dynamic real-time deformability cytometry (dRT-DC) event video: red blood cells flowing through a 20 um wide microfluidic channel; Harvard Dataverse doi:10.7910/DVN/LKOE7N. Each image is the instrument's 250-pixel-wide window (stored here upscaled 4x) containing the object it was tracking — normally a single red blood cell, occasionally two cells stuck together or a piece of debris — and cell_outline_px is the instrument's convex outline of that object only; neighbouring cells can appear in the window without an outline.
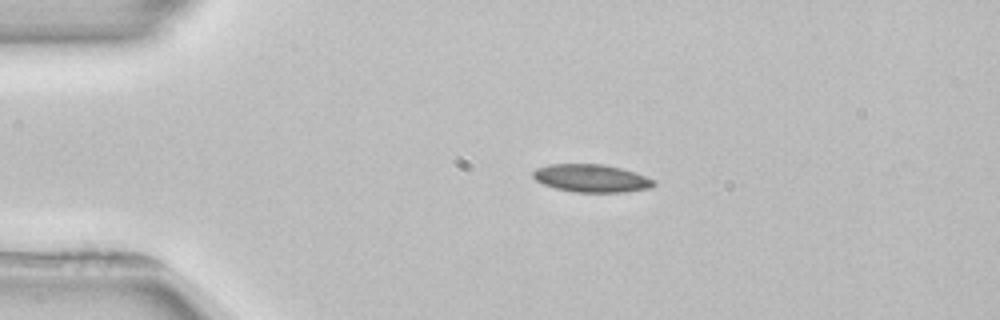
{"species": "common noctule bat (a hibernating species)", "species_latin": "Nyctalus noctula", "temperature_condition": "room temperature", "stored_images_in_passage": 3, "camera_frame_rate_fps": 3000, "um_per_image_px": 0.085, "animal": {"sex": "female", "body_mass_g": 22.7, "forearm_length_mm": 54.2}, "frame": {"image": 1, "passage_image": 3, "time_ms": 3.333, "image_size_px": [1000, 320], "cell_outline_px": [[656, 184], [652, 188], [624, 192], [572, 192], [556, 188], [544, 184], [536, 180], [532, 176], [532, 172], [536, 168], [548, 164], [604, 164], [636, 172], [656, 180]], "centroid_in_image_um": [50.3, 15.15], "position_along_channel_um": 34.7, "area_um2": 19.77}}